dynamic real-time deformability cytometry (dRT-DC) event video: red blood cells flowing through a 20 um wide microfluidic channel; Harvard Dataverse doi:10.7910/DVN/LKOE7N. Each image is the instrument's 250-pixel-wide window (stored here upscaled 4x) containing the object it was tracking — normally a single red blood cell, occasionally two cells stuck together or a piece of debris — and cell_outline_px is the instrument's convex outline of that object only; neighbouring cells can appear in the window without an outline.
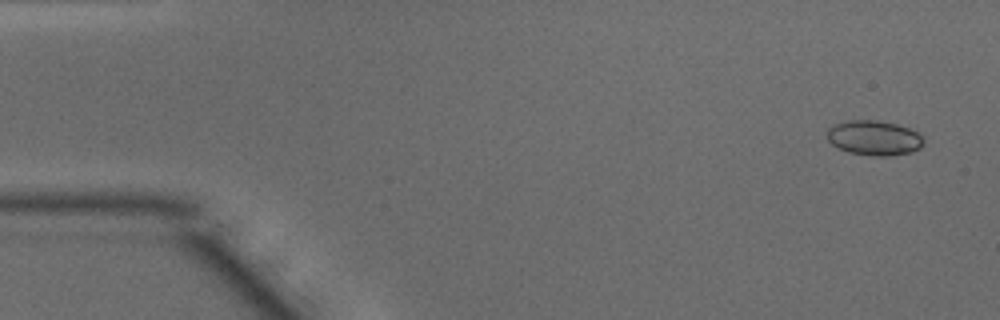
{"species": "common noctule bat (a hibernating species)", "species_latin": "Nyctalus noctula", "temperature_condition": "warm", "stored_images_in_passage": 49, "camera_frame_rate_fps": 3000, "um_per_image_px": 0.085, "animal": {"sex": "male", "body_mass_g": 15.6}, "frame": {"image": 1, "passage_image": 3, "time_ms": 0.667, "image_size_px": [1000, 320], "cell_outline_px": [[924, 144], [920, 148], [912, 152], [888, 156], [876, 156], [848, 152], [832, 144], [828, 140], [828, 128], [832, 124], [848, 120], [876, 120], [896, 124], [908, 128], [924, 136]], "centroid_in_image_um": [74.31, 11.72], "position_along_channel_um": 10.7, "area_um2": 19.65}}
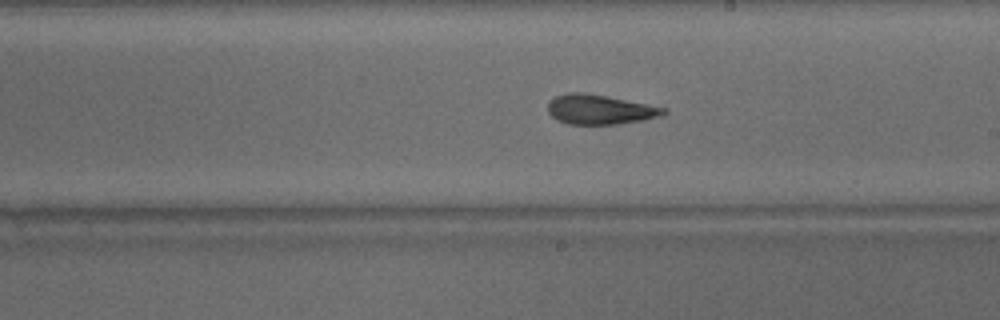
{"frame": {"image": 2, "passage_image": 28, "time_ms": 9.0, "image_size_px": [1000, 320], "cell_outline_px": [[668, 112], [664, 116], [620, 124], [568, 124], [556, 120], [548, 112], [548, 100], [556, 96], [568, 92], [584, 92], [608, 96], [668, 108]], "centroid_in_image_um": [51.01, 9.3], "position_along_channel_um": 238.0, "area_um2": 20.35}}
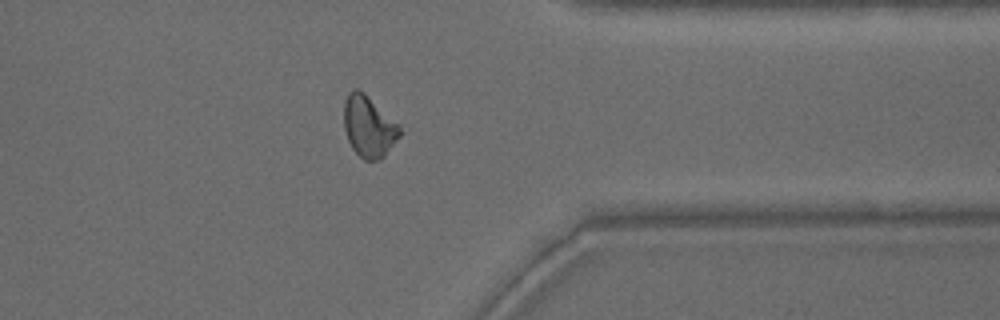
{"frame": {"image": 3, "passage_image": 39, "time_ms": 12.667, "image_size_px": [1000, 320], "cell_outline_px": [[400, 136], [384, 156], [380, 160], [364, 160], [352, 148], [348, 140], [344, 128], [344, 100], [348, 92], [352, 88], [360, 88], [400, 124]], "centroid_in_image_um": [31.34, 10.71], "position_along_channel_um": 380.1, "area_um2": 20.23}, "authors_computed_cell_mechanics": {"area_um2": 19.941, "velocity_mm_per_s": 4.1422, "shape_relaxation_time_tau1_ms": 3.1832, "shape_relaxation_time_tau2_ms": 3.7069, "deformation_change_tau1": 0.0994, "deformation_change_tau2": 0.1449}}